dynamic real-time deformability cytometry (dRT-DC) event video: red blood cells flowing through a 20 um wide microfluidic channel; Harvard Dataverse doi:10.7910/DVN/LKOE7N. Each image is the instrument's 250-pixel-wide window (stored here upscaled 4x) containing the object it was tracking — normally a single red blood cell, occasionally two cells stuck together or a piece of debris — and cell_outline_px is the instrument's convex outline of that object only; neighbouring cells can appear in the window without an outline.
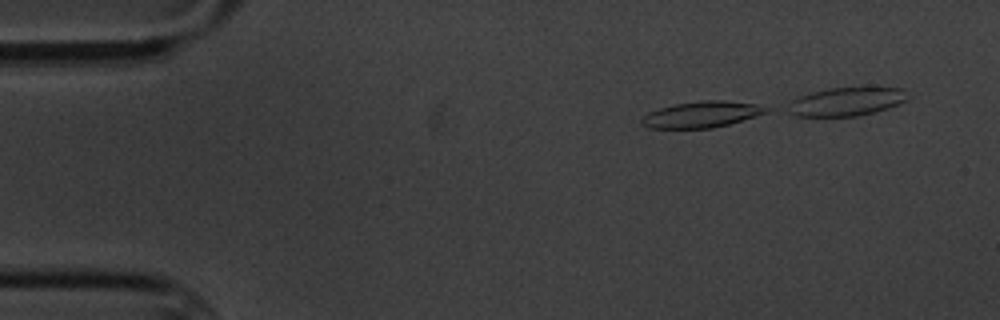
{"species": "common noctule bat (a hibernating species)", "species_latin": "Nyctalus noctula", "temperature_condition": "cold", "stored_images_in_passage": 7, "camera_frame_rate_fps": 3000, "um_per_image_px": 0.085, "animal": {"sex": "male", "body_mass_g": 20.1, "forearm_length_mm": 53.5}, "frame": {"image": 1, "passage_image": 1, "time_ms": 0.0, "image_size_px": [1000, 320], "cell_outline_px": [[772, 108], [768, 112], [756, 116], [728, 124], [712, 128], [648, 128], [640, 124], [640, 120], [648, 112], [660, 108], [676, 104], [700, 100], [724, 100], [756, 104]], "centroid_in_image_um": [59.65, 9.72], "position_along_channel_um": 25.4, "area_um2": 19.02}}
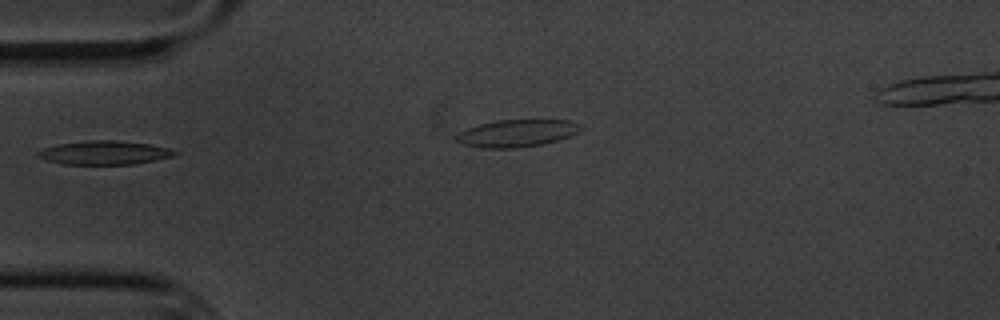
{"frame": {"image": 2, "passage_image": 4, "time_ms": 3.333, "image_size_px": [1000, 320], "cell_outline_px": [[176, 152], [172, 156], [132, 164], [64, 164], [48, 160], [36, 156], [36, 152], [44, 148], [56, 144], [88, 140], [116, 140], [148, 144], [168, 148]], "centroid_in_image_um": [8.79, 12.97], "position_along_channel_um": 76.2, "area_um2": 18.61}}
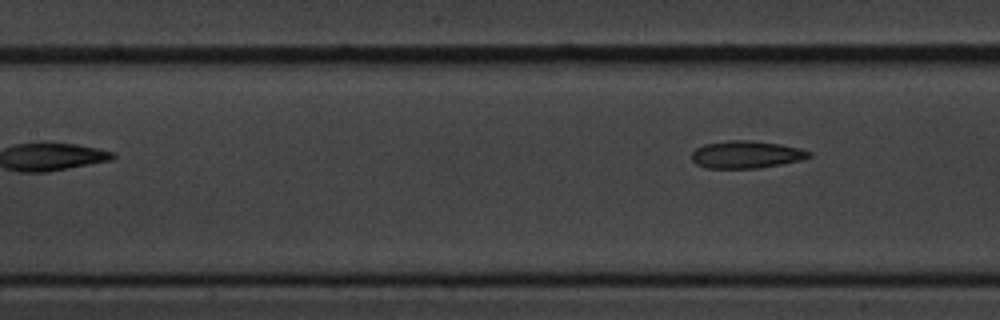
{"frame": {"image": 3, "passage_image": 7, "time_ms": 7.0, "image_size_px": [1000, 320], "cell_outline_px": [[812, 156], [800, 160], [760, 168], [704, 168], [696, 164], [692, 160], [692, 152], [696, 148], [704, 144], [724, 140], [752, 140], [780, 144], [800, 148], [812, 152]], "centroid_in_image_um": [63.41, 13.13], "position_along_channel_um": 144.0, "area_um2": 18.9}}